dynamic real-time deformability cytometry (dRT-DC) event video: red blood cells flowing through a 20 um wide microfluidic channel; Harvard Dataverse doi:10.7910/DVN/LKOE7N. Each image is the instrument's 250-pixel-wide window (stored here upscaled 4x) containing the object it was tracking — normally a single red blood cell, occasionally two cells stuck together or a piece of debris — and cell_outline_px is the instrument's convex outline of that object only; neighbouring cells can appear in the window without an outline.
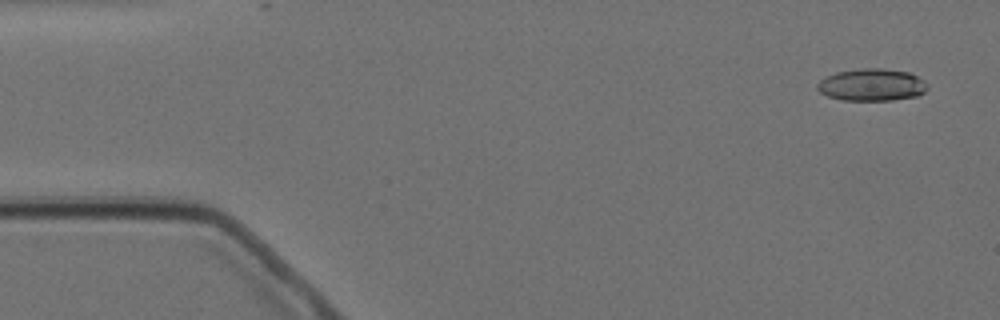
{"species": "Egyptian fruit bat (a non-hibernating species)", "species_latin": "Rousettus aegyptiacus", "temperature_condition": "cold", "stored_images_in_passage": 4, "camera_frame_rate_fps": 3000, "um_per_image_px": 0.085, "animal": {"sex": "female"}, "frame": {"image": 1, "passage_image": 1, "time_ms": 0.0, "image_size_px": [1000, 320], "cell_outline_px": [[928, 88], [924, 92], [916, 96], [892, 100], [844, 100], [828, 96], [820, 92], [816, 88], [816, 84], [820, 80], [836, 72], [860, 68], [884, 68], [908, 72], [924, 80], [928, 84]], "centroid_in_image_um": [74.11, 7.2], "position_along_channel_um": 10.9, "area_um2": 20.69}}